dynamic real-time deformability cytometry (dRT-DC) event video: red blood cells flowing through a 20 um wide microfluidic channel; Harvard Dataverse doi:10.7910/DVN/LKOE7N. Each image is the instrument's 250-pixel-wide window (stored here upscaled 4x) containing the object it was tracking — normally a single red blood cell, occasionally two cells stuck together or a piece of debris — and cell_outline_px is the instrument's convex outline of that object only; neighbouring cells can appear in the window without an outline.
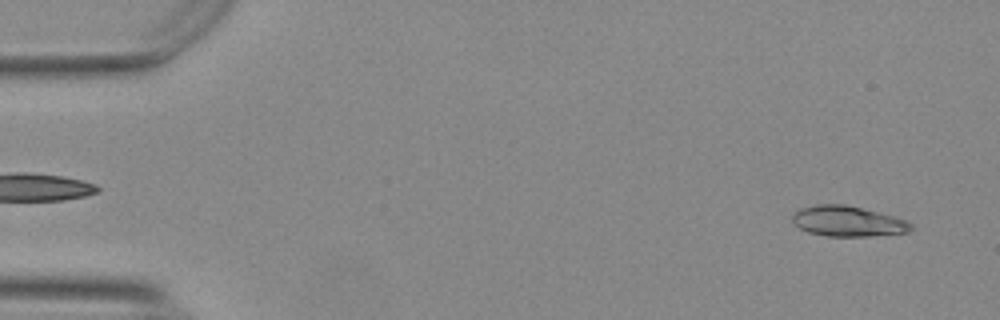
{"species": "Egyptian fruit bat (a non-hibernating species)", "species_latin": "Rousettus aegyptiacus", "temperature_condition": "warm", "stored_images_in_passage": 55, "segment_of_instrument_passage": [1, 2], "camera_frame_rate_fps": 3000, "um_per_image_px": 0.085, "animal": {"sex": "female"}, "frame": {"image": 1, "passage_image": 3, "time_ms": 0.667, "image_size_px": [1000, 320], "cell_outline_px": [[912, 228], [908, 232], [868, 236], [828, 236], [808, 232], [800, 228], [792, 220], [792, 216], [800, 208], [816, 204], [844, 204], [892, 216], [904, 220], [912, 224]], "centroid_in_image_um": [72.03, 18.81], "position_along_channel_um": 13.0, "area_um2": 20.63}}
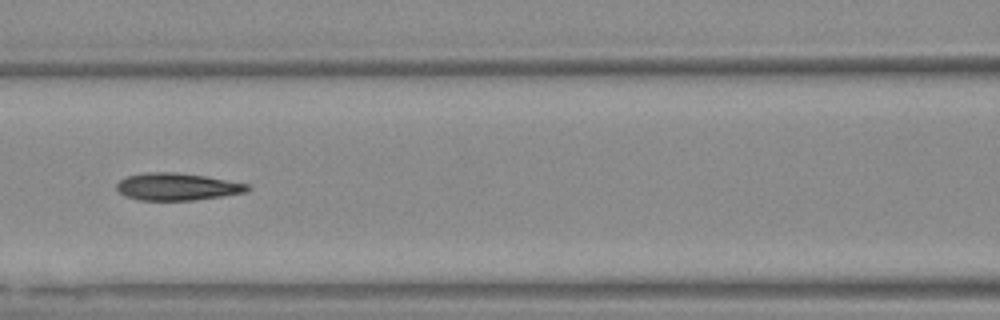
{"frame": {"image": 2, "passage_image": 24, "time_ms": 7.667, "image_size_px": [1000, 320], "cell_outline_px": [[252, 188], [244, 192], [220, 196], [192, 200], [140, 200], [128, 196], [120, 192], [116, 188], [116, 184], [120, 180], [128, 176], [144, 172], [176, 172], [204, 176], [248, 184]], "centroid_in_image_um": [15.04, 15.86], "position_along_channel_um": 151.6, "area_um2": 20.46}}
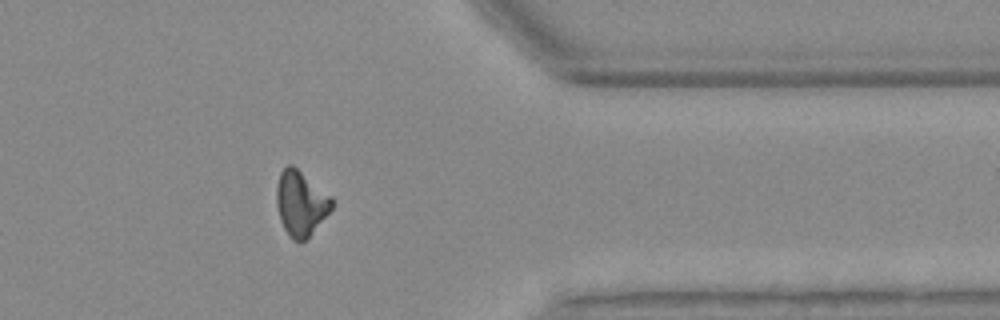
{"frame": {"image": 3, "passage_image": 44, "time_ms": 14.333, "image_size_px": [1000, 320], "cell_outline_px": [[332, 208], [308, 236], [300, 244], [292, 240], [284, 228], [280, 220], [276, 204], [276, 188], [280, 172], [288, 164], [292, 164], [332, 196]], "centroid_in_image_um": [25.54, 17.27], "position_along_channel_um": 385.9, "area_um2": 20.81}}